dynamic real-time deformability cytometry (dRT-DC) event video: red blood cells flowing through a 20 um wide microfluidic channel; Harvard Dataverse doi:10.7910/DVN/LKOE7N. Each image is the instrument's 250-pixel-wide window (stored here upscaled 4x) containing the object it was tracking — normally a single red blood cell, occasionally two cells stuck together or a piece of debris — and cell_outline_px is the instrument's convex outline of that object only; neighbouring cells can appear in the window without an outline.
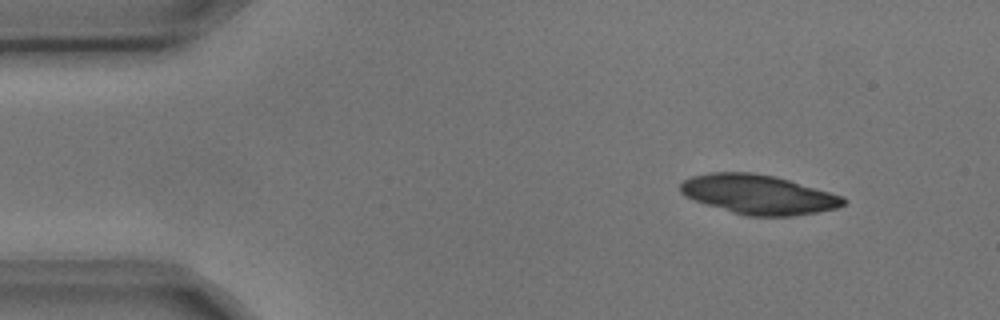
{"species": "common noctule bat (a hibernating species)", "species_latin": "Nyctalus noctula", "temperature_condition": "cold", "stored_images_in_passage": 4, "camera_frame_rate_fps": 3000, "um_per_image_px": 0.085, "animal": {"sex": "male", "body_mass_g": 17.9, "forearm_length_mm": 54.2}, "frame": {"image": 1, "passage_image": 1, "time_ms": 0.0, "image_size_px": [1000, 320], "cell_outline_px": [[848, 200], [844, 204], [836, 208], [816, 212], [792, 216], [744, 216], [692, 200], [684, 196], [680, 192], [680, 184], [684, 180], [692, 176], [712, 172], [752, 172], [776, 176], [844, 196]], "centroid_in_image_um": [64.45, 16.53], "position_along_channel_um": 20.6, "area_um2": 37.63}}